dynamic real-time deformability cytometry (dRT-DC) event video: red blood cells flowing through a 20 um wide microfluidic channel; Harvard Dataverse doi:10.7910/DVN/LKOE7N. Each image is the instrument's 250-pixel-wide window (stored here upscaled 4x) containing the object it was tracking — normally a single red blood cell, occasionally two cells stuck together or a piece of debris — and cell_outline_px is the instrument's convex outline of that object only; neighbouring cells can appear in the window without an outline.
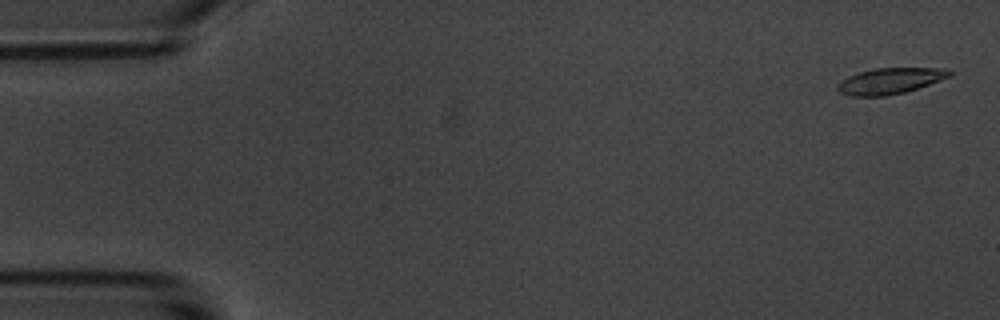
{"species": "common noctule bat (a hibernating species)", "species_latin": "Nyctalus noctula", "temperature_condition": "room temperature", "stored_images_in_passage": 13, "camera_frame_rate_fps": 3000, "um_per_image_px": 0.085, "animal": {"sex": "male", "body_mass_g": 20.1, "forearm_length_mm": 53.5}, "frame": {"image": 1, "passage_image": 2, "time_ms": 0.333, "image_size_px": [1000, 320], "cell_outline_px": [[952, 76], [904, 92], [884, 96], [852, 96], [840, 92], [836, 88], [836, 84], [840, 80], [848, 76], [860, 72], [876, 68], [948, 68], [952, 72]], "centroid_in_image_um": [75.64, 6.87], "position_along_channel_um": 9.4, "area_um2": 16.88}}